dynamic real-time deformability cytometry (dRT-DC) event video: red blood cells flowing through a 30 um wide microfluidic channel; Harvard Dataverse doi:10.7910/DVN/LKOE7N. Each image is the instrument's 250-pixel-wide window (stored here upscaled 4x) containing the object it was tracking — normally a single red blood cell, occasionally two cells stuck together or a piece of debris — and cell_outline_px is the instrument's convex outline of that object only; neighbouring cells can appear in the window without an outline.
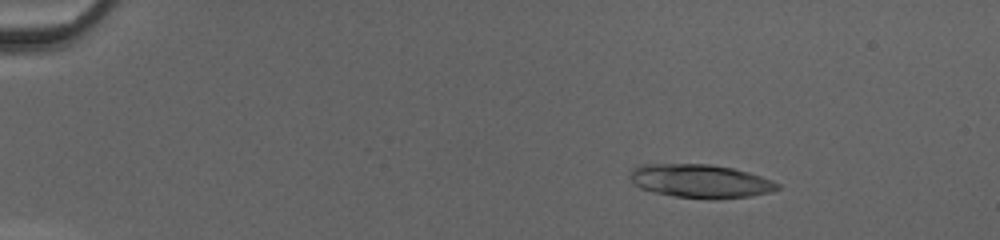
{"species": "common noctule bat (a hibernating species)", "species_latin": "Nyctalus noctula", "temperature_condition": "cold", "stored_images_in_passage": 53, "camera_frame_rate_fps": 3000, "um_per_image_px": 0.085, "animal": {"sex": "female", "body_mass_g": 20.0, "forearm_length_mm": 54.0}, "frame": {"image": 1, "passage_image": 9, "time_ms": 2.667, "image_size_px": [1000, 240], "cell_outline_px": [[780, 188], [768, 192], [752, 196], [716, 200], [712, 200], [676, 196], [656, 192], [640, 188], [628, 176], [632, 168], [640, 164], [708, 164], [732, 168], [748, 172], [772, 180], [780, 184]], "centroid_in_image_um": [59.54, 15.4], "position_along_channel_um": 25.5, "area_um2": 28.84}}
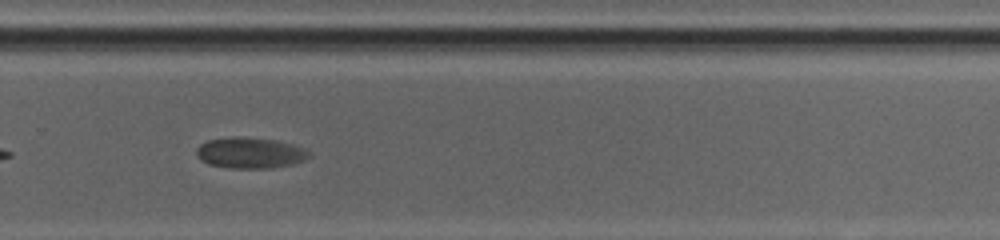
{"frame": {"image": 2, "passage_image": 38, "time_ms": 12.333, "image_size_px": [1000, 240], "cell_outline_px": [[308, 156], [304, 160], [292, 164], [272, 168], [228, 168], [208, 164], [200, 160], [196, 156], [196, 148], [200, 144], [208, 140], [232, 136], [240, 136], [276, 140], [292, 144], [304, 148], [308, 152]], "centroid_in_image_um": [21.2, 12.99], "position_along_channel_um": 308.6, "area_um2": 20.4}}
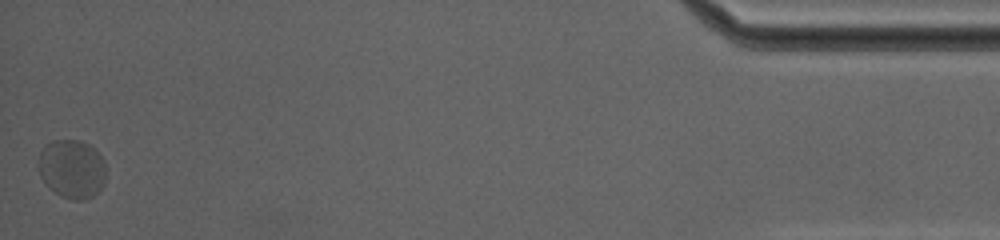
{"frame": {"image": 3, "passage_image": 53, "time_ms": 17.333, "image_size_px": [1000, 240], "cell_outline_px": [[104, 184], [92, 196], [84, 200], [72, 200], [60, 196], [48, 188], [40, 176], [36, 164], [40, 152], [48, 144], [56, 140], [80, 140], [88, 144], [104, 160]], "centroid_in_image_um": [6.07, 14.38], "position_along_channel_um": 429.1, "area_um2": 23.12}}